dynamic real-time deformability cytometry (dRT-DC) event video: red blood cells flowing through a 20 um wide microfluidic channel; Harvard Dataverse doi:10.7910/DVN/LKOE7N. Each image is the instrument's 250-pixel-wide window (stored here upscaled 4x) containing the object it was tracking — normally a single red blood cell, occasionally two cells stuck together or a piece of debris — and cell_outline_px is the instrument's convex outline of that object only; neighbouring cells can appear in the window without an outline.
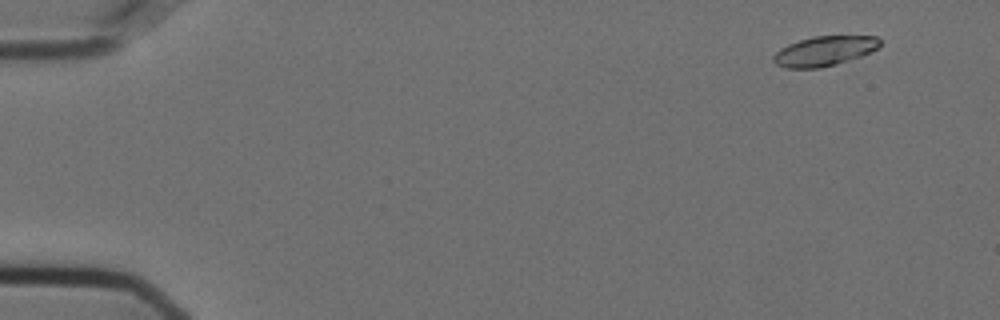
{"species": "Egyptian fruit bat (a non-hibernating species)", "species_latin": "Rousettus aegyptiacus", "temperature_condition": "cold", "stored_images_in_passage": 58, "camera_frame_rate_fps": 3000, "um_per_image_px": 0.085, "animal": {"sex": "female"}, "frame": {"image": 1, "passage_image": 5, "time_ms": 1.333, "image_size_px": [1000, 320], "cell_outline_px": [[880, 44], [876, 48], [860, 56], [836, 64], [820, 68], [784, 68], [776, 64], [772, 60], [772, 56], [780, 48], [788, 44], [812, 36], [876, 36], [880, 40]], "centroid_in_image_um": [70.01, 4.34], "position_along_channel_um": 15.0, "area_um2": 18.32}}
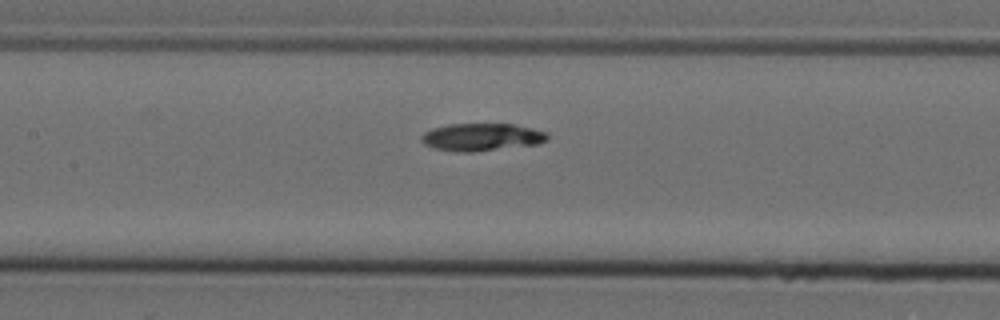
{"frame": {"image": 2, "passage_image": 28, "time_ms": 9.0, "image_size_px": [1000, 320], "cell_outline_px": [[548, 140], [536, 144], [472, 152], [456, 152], [432, 148], [424, 144], [420, 140], [420, 136], [424, 132], [432, 128], [448, 124], [512, 124], [532, 128], [548, 132]], "centroid_in_image_um": [40.9, 11.65], "position_along_channel_um": 166.5, "area_um2": 20.35}}
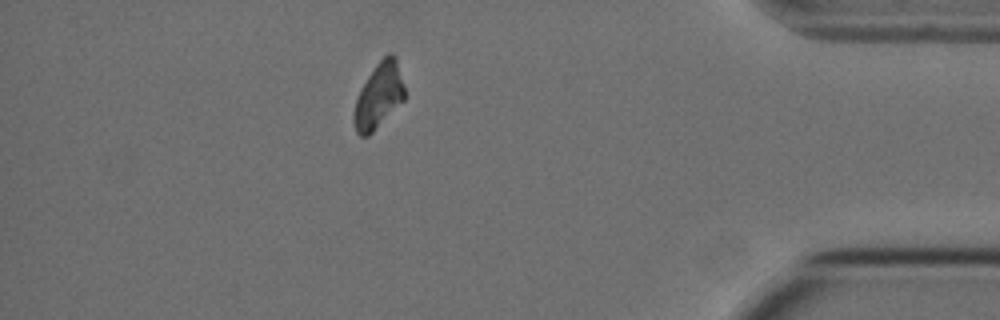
{"frame": {"image": 3, "passage_image": 51, "time_ms": 16.667, "image_size_px": [1000, 320], "cell_outline_px": [[404, 100], [368, 136], [360, 136], [356, 132], [352, 120], [352, 116], [356, 100], [368, 76], [376, 64], [388, 52], [396, 56], [404, 88]], "centroid_in_image_um": [32.18, 8.15], "position_along_channel_um": 403.0, "area_um2": 18.96}, "authors_computed_cell_mechanics": {"area_um2": 19.652, "velocity_mm_per_s": 3.585, "shape_relaxation_time_tau1_ms": 9.7845, "shape_relaxation_time_tau2_ms": null, "deformation_change_tau1": 0.2199, "deformation_change_tau2": null}}